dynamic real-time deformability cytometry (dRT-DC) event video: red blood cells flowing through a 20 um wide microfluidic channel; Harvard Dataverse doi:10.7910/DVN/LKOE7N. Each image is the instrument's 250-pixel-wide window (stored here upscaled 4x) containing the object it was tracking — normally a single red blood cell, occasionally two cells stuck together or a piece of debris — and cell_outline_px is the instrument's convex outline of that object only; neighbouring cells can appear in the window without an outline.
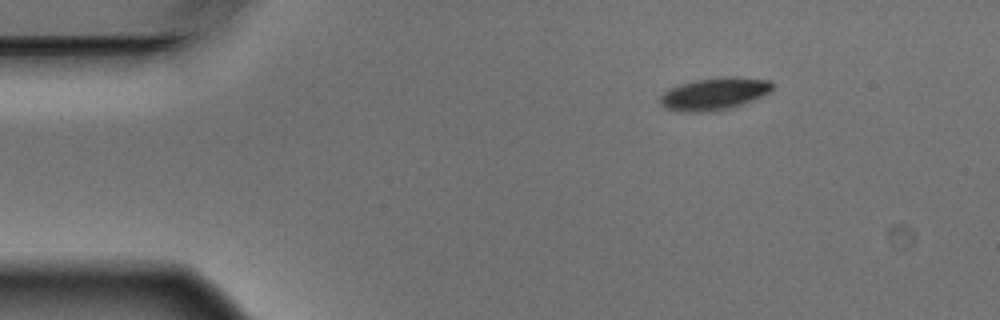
{"species": "Egyptian fruit bat (a non-hibernating species)", "species_latin": "Rousettus aegyptiacus", "temperature_condition": "warm", "stored_images_in_passage": 3, "camera_frame_rate_fps": 3000, "um_per_image_px": 0.085, "animal": {"sex": "male"}, "frame": {"image": 1, "passage_image": 1, "time_ms": 0.0, "image_size_px": [1000, 320], "cell_outline_px": [[772, 92], [732, 108], [708, 112], [680, 112], [664, 108], [660, 104], [660, 96], [668, 88], [680, 84], [696, 80], [728, 76], [772, 80]], "centroid_in_image_um": [60.7, 7.98], "position_along_channel_um": 24.3, "area_um2": 21.33}}
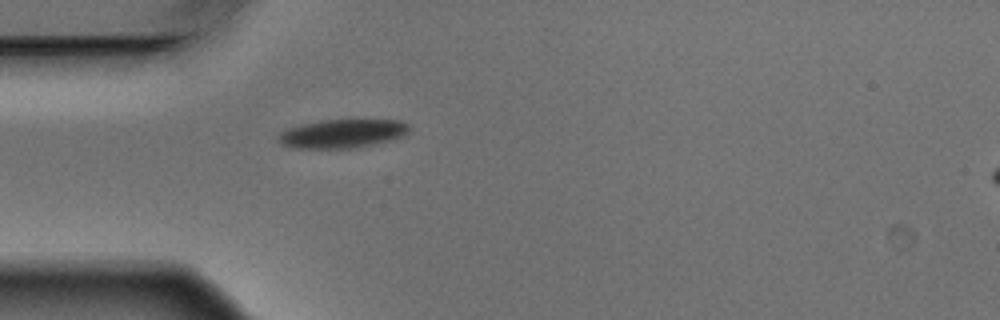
{"frame": {"image": 2, "passage_image": 3, "time_ms": 0.667, "image_size_px": [1000, 320], "cell_outline_px": [[408, 132], [404, 136], [392, 140], [356, 148], [296, 148], [284, 144], [276, 136], [280, 132], [288, 128], [300, 124], [324, 120], [400, 120], [408, 124]], "centroid_in_image_um": [29.12, 11.35], "position_along_channel_um": 55.9, "area_um2": 21.79}}